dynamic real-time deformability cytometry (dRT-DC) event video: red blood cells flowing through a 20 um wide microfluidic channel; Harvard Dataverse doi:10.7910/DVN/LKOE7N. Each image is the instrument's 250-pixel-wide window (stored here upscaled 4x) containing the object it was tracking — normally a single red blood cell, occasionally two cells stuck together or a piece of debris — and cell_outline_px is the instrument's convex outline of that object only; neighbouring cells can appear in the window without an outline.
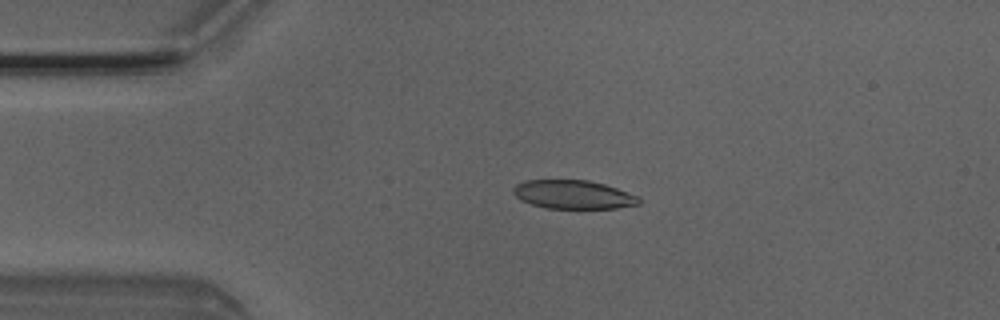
{"species": "Egyptian fruit bat (a non-hibernating species)", "species_latin": "Rousettus aegyptiacus", "temperature_condition": "room temperature", "stored_images_in_passage": 5, "camera_frame_rate_fps": 3000, "um_per_image_px": 0.085, "animal": {"sex": "male"}, "frame": {"image": 1, "passage_image": 3, "time_ms": 0.667, "image_size_px": [1000, 320], "cell_outline_px": [[640, 204], [616, 208], [544, 208], [520, 200], [512, 192], [512, 188], [516, 184], [524, 180], [588, 180], [604, 184], [640, 196]], "centroid_in_image_um": [48.71, 16.53], "position_along_channel_um": 36.3, "area_um2": 21.04}}